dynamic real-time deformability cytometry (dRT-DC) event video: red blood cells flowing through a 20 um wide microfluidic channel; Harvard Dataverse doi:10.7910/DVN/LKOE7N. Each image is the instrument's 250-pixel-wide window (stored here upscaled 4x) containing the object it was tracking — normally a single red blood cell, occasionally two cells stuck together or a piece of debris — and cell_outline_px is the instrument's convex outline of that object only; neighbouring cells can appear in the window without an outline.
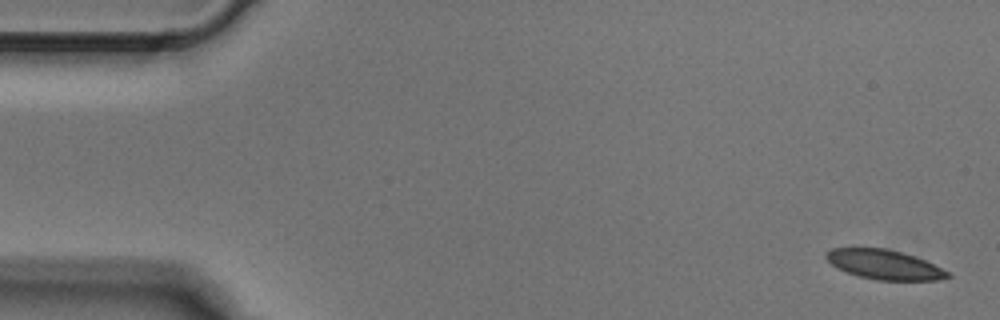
{"species": "Egyptian fruit bat (a non-hibernating species)", "species_latin": "Rousettus aegyptiacus", "temperature_condition": "cold", "stored_images_in_passage": 4, "segment_of_instrument_passage": [2, 2], "camera_frame_rate_fps": 3000, "um_per_image_px": 0.085, "animal": {"sex": "male"}, "frame": {"image": 1, "passage_image": 4, "time_ms": 1.0, "image_size_px": [1000, 320], "cell_outline_px": [[952, 276], [940, 280], [876, 280], [860, 276], [836, 268], [824, 256], [832, 248], [884, 248], [904, 252], [924, 260], [948, 272]], "centroid_in_image_um": [75.17, 22.49], "position_along_channel_um": 9.8, "area_um2": 20.69}}